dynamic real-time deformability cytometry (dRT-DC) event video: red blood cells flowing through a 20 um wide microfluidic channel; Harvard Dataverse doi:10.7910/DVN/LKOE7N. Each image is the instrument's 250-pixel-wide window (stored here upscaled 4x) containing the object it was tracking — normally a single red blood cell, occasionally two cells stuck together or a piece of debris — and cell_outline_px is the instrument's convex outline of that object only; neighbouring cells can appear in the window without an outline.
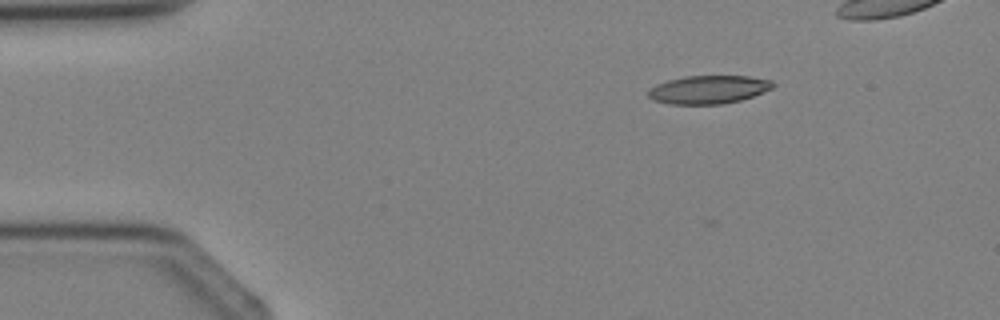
{"species": "Egyptian fruit bat (a non-hibernating species)", "species_latin": "Rousettus aegyptiacus", "temperature_condition": "cold", "stored_images_in_passage": 3, "camera_frame_rate_fps": 3000, "um_per_image_px": 0.085, "animal": {"sex": "female"}, "frame": {"image": 1, "passage_image": 1, "time_ms": 0.0, "image_size_px": [1000, 320], "cell_outline_px": [[776, 84], [772, 88], [764, 92], [740, 100], [724, 104], [668, 104], [652, 100], [648, 96], [648, 92], [656, 84], [668, 80], [684, 76], [748, 76], [772, 80]], "centroid_in_image_um": [60.23, 7.61], "position_along_channel_um": 24.8, "area_um2": 20.58}}